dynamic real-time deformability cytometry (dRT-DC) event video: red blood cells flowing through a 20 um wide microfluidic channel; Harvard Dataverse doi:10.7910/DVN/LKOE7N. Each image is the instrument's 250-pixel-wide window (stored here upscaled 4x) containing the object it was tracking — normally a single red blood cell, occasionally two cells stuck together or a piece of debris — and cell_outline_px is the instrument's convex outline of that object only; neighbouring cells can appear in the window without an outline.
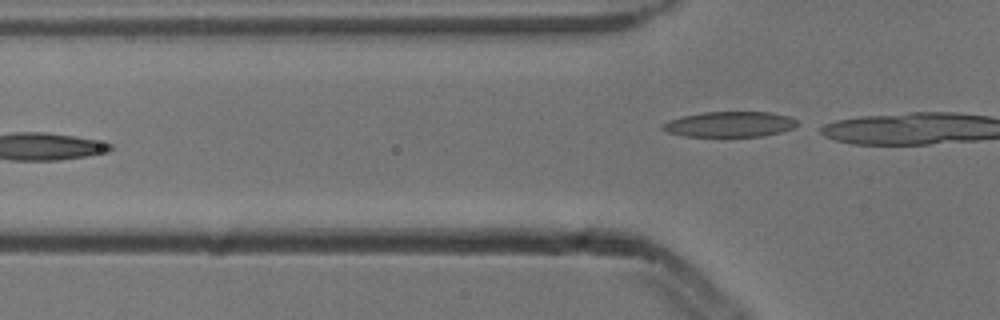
{"species": "common noctule bat (a hibernating species)", "species_latin": "Nyctalus noctula", "temperature_condition": "cold", "stored_images_in_passage": 5, "camera_frame_rate_fps": 3000, "um_per_image_px": 0.085, "animal": {"sex": "male", "body_mass_g": 13.3}, "frame": {"image": 1, "passage_image": 5, "time_ms": 1.333, "image_size_px": [1000, 320], "cell_outline_px": [[796, 124], [792, 128], [780, 132], [764, 136], [720, 140], [684, 136], [668, 132], [660, 128], [660, 124], [668, 120], [684, 116], [704, 112], [772, 112], [788, 116], [796, 120]], "centroid_in_image_um": [61.95, 10.62], "position_along_channel_um": 63.8, "area_um2": 20.98}}